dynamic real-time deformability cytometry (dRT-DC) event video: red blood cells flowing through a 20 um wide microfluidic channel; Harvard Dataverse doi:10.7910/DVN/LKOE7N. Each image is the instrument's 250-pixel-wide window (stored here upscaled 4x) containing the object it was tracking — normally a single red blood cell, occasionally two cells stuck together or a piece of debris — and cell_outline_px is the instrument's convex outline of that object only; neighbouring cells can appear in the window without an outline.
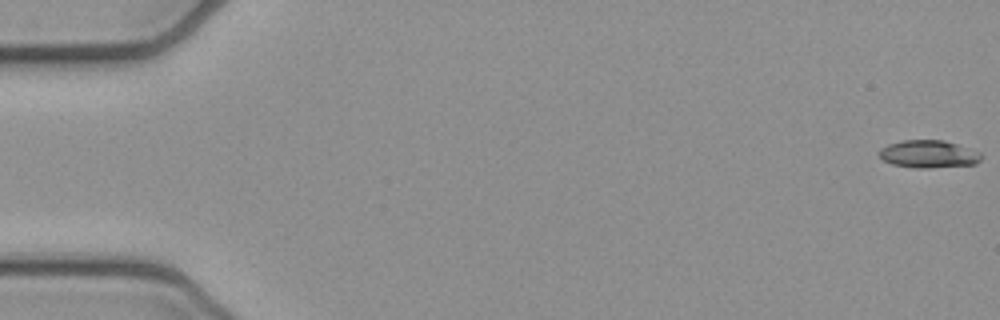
{"species": "common noctule bat (a hibernating species)", "species_latin": "Nyctalus noctula", "temperature_condition": "cold", "stored_images_in_passage": 53, "camera_frame_rate_fps": 3000, "um_per_image_px": 0.085, "animal": {"sex": "female", "body_mass_g": 21.9}, "frame": {"image": 1, "passage_image": 1, "time_ms": 0.0, "image_size_px": [1000, 320], "cell_outline_px": [[984, 156], [976, 164], [928, 168], [912, 168], [892, 164], [884, 160], [880, 156], [880, 148], [888, 144], [904, 140], [944, 140], [980, 152]], "centroid_in_image_um": [78.95, 13.1], "position_along_channel_um": 6.1, "area_um2": 16.42}}
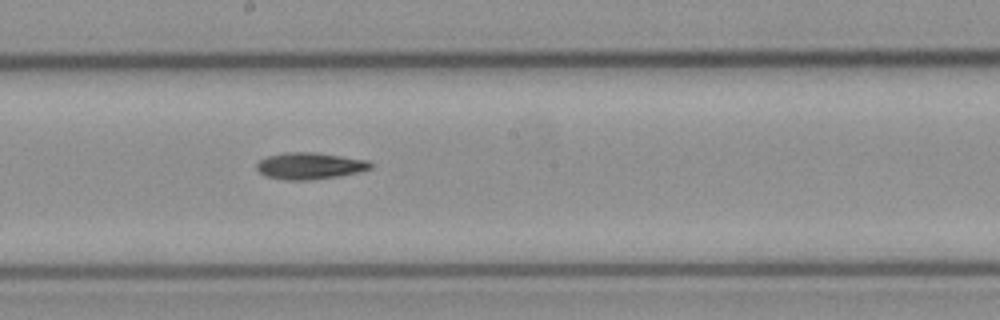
{"frame": {"image": 2, "passage_image": 29, "time_ms": 9.333, "image_size_px": [1000, 320], "cell_outline_px": [[372, 168], [340, 176], [308, 180], [284, 180], [264, 176], [256, 168], [256, 164], [260, 160], [268, 156], [284, 152], [316, 152], [368, 160], [372, 164]], "centroid_in_image_um": [26.31, 14.1], "position_along_channel_um": 221.9, "area_um2": 17.74}}
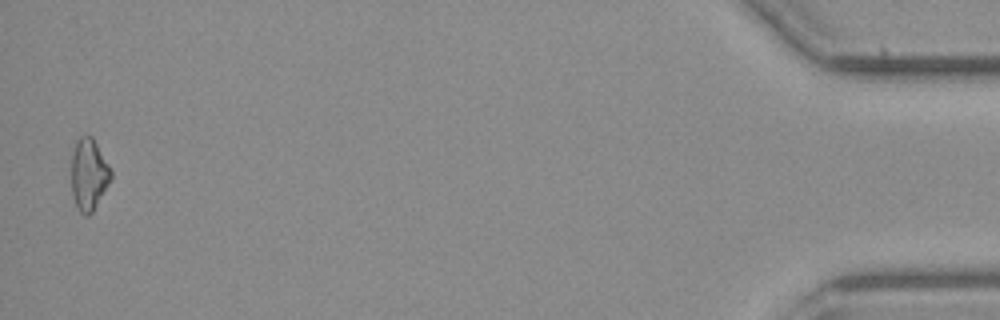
{"frame": {"image": 3, "passage_image": 52, "time_ms": 17.0, "image_size_px": [1000, 320], "cell_outline_px": [[112, 176], [92, 212], [88, 216], [84, 216], [80, 212], [72, 196], [72, 152], [76, 140], [80, 136], [92, 136], [108, 164], [112, 172]], "centroid_in_image_um": [7.53, 14.81], "position_along_channel_um": 427.7, "area_um2": 16.24}}